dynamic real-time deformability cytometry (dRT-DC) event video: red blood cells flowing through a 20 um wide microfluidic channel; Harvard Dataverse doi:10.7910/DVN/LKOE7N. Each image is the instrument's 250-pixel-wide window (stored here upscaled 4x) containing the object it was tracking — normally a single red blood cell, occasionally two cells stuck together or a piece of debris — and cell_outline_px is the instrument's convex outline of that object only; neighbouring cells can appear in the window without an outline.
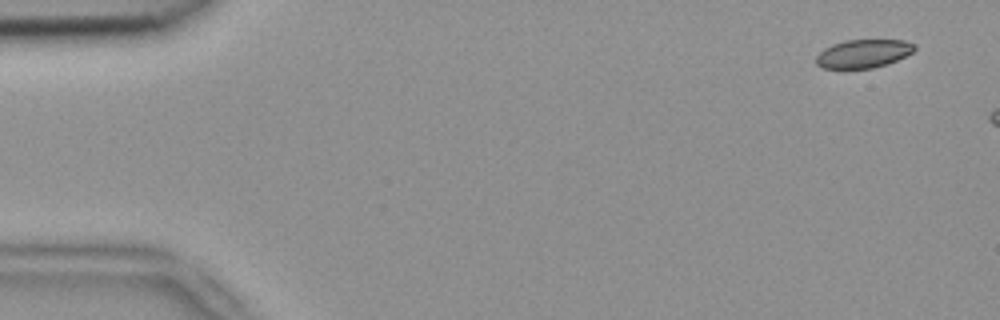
{"species": "common noctule bat (a hibernating species)", "species_latin": "Nyctalus noctula", "temperature_condition": "room temperature", "stored_images_in_passage": 3, "camera_frame_rate_fps": 3000, "um_per_image_px": 0.085, "animal": {"sex": "female", "body_mass_g": 18.4}, "frame": {"image": 1, "passage_image": 1, "time_ms": 0.0, "image_size_px": [1000, 320], "cell_outline_px": [[916, 48], [912, 52], [888, 64], [872, 68], [824, 68], [816, 64], [816, 56], [824, 48], [832, 44], [844, 40], [904, 40], [916, 44]], "centroid_in_image_um": [73.38, 4.55], "position_along_channel_um": 11.6, "area_um2": 16.24}}